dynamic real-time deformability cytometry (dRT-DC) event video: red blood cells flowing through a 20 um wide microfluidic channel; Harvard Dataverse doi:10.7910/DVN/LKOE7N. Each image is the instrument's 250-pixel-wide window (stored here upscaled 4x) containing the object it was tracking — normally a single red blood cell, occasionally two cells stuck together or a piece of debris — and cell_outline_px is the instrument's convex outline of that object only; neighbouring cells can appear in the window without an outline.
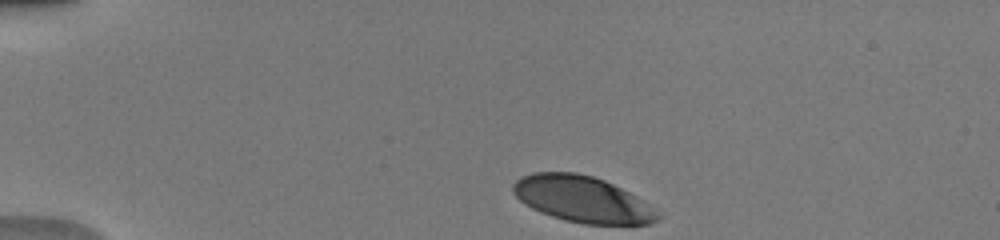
{"species": "human", "species_latin": "Homo sapiens", "temperature_condition": "warm", "stored_images_in_passage": 37, "camera_frame_rate_fps": 3000, "um_per_image_px": 0.085, "donor": {"sex": "male"}, "frame": {"image": 1, "passage_image": 1, "time_ms": 0.0, "image_size_px": [1000, 240], "cell_outline_px": [[664, 216], [660, 220], [648, 224], [584, 224], [564, 220], [540, 212], [524, 204], [512, 192], [512, 184], [520, 176], [532, 172], [576, 172], [592, 176], [604, 180], [628, 192], [660, 212]], "centroid_in_image_um": [49.49, 16.94], "position_along_channel_um": 35.5, "area_um2": 39.02}}
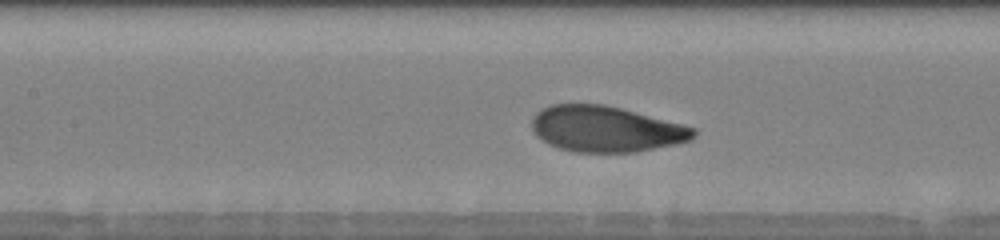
{"frame": {"image": 2, "passage_image": 15, "time_ms": 4.667, "image_size_px": [1000, 240], "cell_outline_px": [[696, 136], [692, 140], [676, 144], [636, 152], [572, 152], [548, 144], [536, 136], [532, 128], [532, 116], [540, 108], [548, 104], [604, 104], [620, 108], [696, 128]], "centroid_in_image_um": [51.46, 10.97], "position_along_channel_um": 155.9, "area_um2": 43.35}}
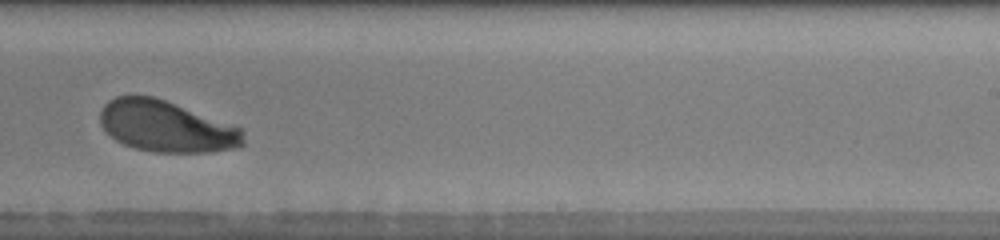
{"frame": {"image": 3, "passage_image": 24, "time_ms": 7.667, "image_size_px": [1000, 240], "cell_outline_px": [[244, 144], [240, 148], [212, 152], [152, 152], [136, 148], [124, 144], [116, 140], [100, 124], [100, 112], [104, 104], [108, 100], [116, 96], [152, 96], [164, 100], [240, 128], [244, 132]], "centroid_in_image_um": [14.13, 10.77], "position_along_channel_um": 274.9, "area_um2": 42.37}, "authors_computed_cell_mechanics": {"area_um2": 43.5812, "velocity_mm_per_s": 3.9792, "shape_relaxation_time_tau1_ms": 2.6671, "shape_relaxation_time_tau2_ms": null, "deformation_change_tau1": 0.1441, "deformation_change_tau2": null}}